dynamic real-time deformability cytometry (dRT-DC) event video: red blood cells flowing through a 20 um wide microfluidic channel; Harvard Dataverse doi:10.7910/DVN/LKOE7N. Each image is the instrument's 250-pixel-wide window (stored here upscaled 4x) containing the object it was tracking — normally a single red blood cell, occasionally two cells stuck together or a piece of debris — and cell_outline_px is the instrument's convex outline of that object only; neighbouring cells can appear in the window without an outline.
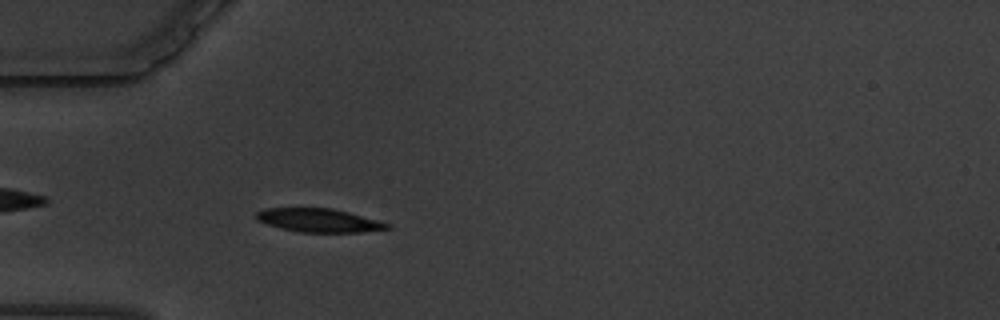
{"species": "common noctule bat (a hibernating species)", "species_latin": "Nyctalus noctula", "temperature_condition": "warm", "stored_images_in_passage": 61, "camera_frame_rate_fps": 3000, "um_per_image_px": 0.085, "animal": {"sex": "male", "body_mass_g": 19.5, "forearm_length_mm": 54.6}, "frame": {"image": 1, "passage_image": 19, "time_ms": 6.0, "image_size_px": [1000, 320], "cell_outline_px": [[392, 228], [360, 232], [300, 232], [280, 228], [256, 220], [256, 212], [264, 208], [332, 208], [348, 212], [392, 224]], "centroid_in_image_um": [27.1, 18.73], "position_along_channel_um": 57.9, "area_um2": 17.92}}
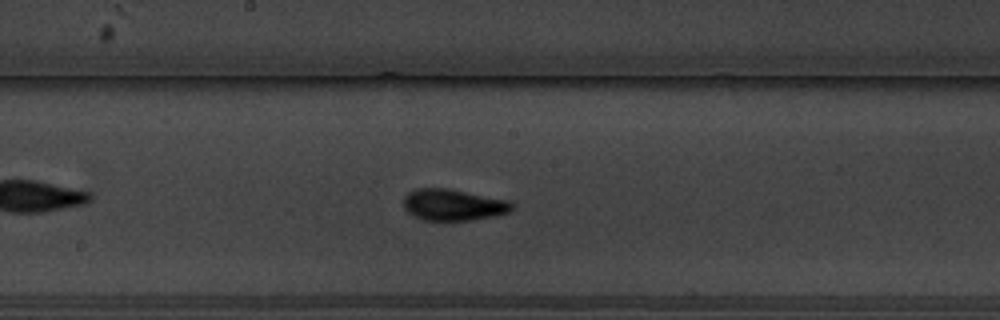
{"frame": {"image": 2, "passage_image": 33, "time_ms": 10.667, "image_size_px": [1000, 320], "cell_outline_px": [[516, 208], [508, 212], [496, 216], [472, 220], [424, 220], [412, 216], [404, 208], [404, 196], [408, 192], [416, 188], [448, 188], [512, 200], [516, 204]], "centroid_in_image_um": [38.59, 17.4], "position_along_channel_um": 209.6, "area_um2": 20.35}}
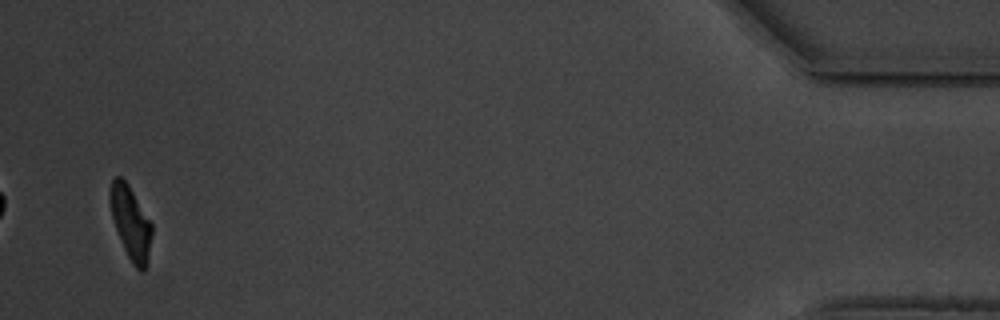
{"frame": {"image": 3, "passage_image": 59, "time_ms": 19.333, "image_size_px": [1000, 320], "cell_outline_px": [[152, 236], [148, 260], [144, 272], [140, 272], [132, 264], [120, 240], [112, 216], [108, 200], [108, 192], [112, 180], [116, 176], [120, 176], [128, 184], [152, 224]], "centroid_in_image_um": [11.1, 18.94], "position_along_channel_um": 424.1, "area_um2": 17.86}, "authors_computed_cell_mechanics": {"area_um2": 18.8428, "velocity_mm_per_s": 3.3755, "shape_relaxation_time_tau1_ms": 3.1535, "shape_relaxation_time_tau2_ms": 1.3786, "deformation_change_tau1": 0.1745, "deformation_change_tau2": 0.0316}}